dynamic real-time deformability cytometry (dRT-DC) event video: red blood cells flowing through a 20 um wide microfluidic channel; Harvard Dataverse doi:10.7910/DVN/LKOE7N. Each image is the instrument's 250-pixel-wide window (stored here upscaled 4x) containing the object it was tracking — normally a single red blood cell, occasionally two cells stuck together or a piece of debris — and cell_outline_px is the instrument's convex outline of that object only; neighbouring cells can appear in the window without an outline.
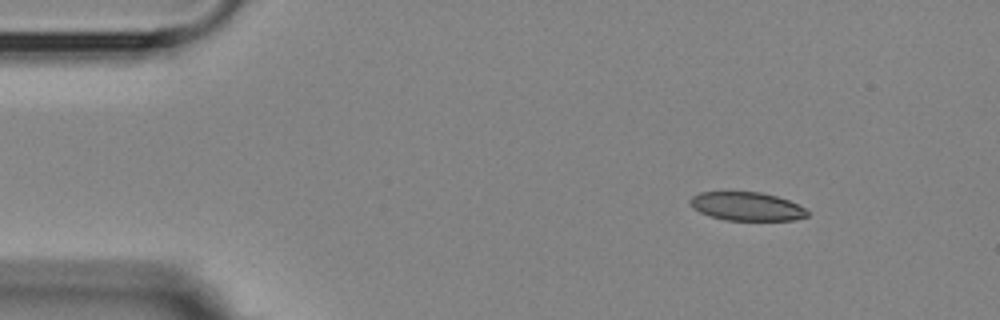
{"species": "Egyptian fruit bat (a non-hibernating species)", "species_latin": "Rousettus aegyptiacus", "temperature_condition": "room temperature", "stored_images_in_passage": 3, "camera_frame_rate_fps": 3000, "um_per_image_px": 0.085, "animal": {"sex": "female"}, "frame": {"image": 1, "passage_image": 1, "time_ms": 0.0, "image_size_px": [1000, 320], "cell_outline_px": [[808, 216], [796, 220], [724, 220], [708, 216], [692, 208], [688, 200], [692, 196], [700, 192], [760, 192], [776, 196], [788, 200], [804, 208], [808, 212]], "centroid_in_image_um": [63.43, 17.55], "position_along_channel_um": 21.6, "area_um2": 19.54}}
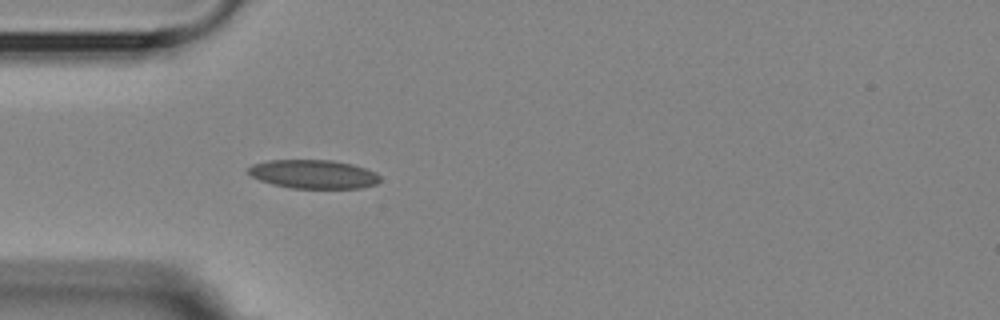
{"frame": {"image": 2, "passage_image": 3, "time_ms": 3.0, "image_size_px": [1000, 320], "cell_outline_px": [[380, 180], [376, 184], [360, 188], [292, 188], [272, 184], [260, 180], [252, 176], [248, 172], [248, 168], [252, 164], [268, 160], [332, 160], [352, 164], [376, 172], [380, 176]], "centroid_in_image_um": [26.64, 14.8], "position_along_channel_um": 58.4, "area_um2": 22.02}}